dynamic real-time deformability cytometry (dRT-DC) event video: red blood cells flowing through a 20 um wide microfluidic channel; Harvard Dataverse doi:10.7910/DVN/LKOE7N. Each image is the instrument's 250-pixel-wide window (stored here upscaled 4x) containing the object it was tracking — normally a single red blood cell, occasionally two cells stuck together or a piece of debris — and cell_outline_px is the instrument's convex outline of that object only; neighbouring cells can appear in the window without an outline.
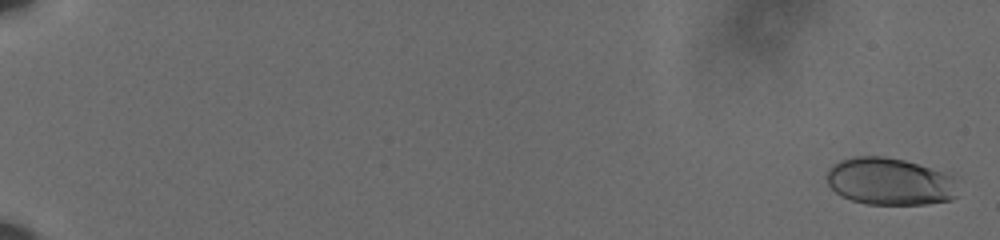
{"species": "human", "species_latin": "Homo sapiens", "temperature_condition": "cold", "stored_images_in_passage": 61, "camera_frame_rate_fps": 3000, "um_per_image_px": 0.085, "donor": {"sex": "male"}, "frame": {"image": 1, "passage_image": 2, "time_ms": 0.333, "image_size_px": [1000, 240], "cell_outline_px": [[956, 196], [952, 200], [924, 204], [864, 204], [840, 196], [828, 184], [824, 176], [828, 168], [832, 164], [840, 160], [852, 156], [884, 156], [904, 160], [952, 176]], "centroid_in_image_um": [75.52, 15.43], "position_along_channel_um": 9.5, "area_um2": 36.01}}
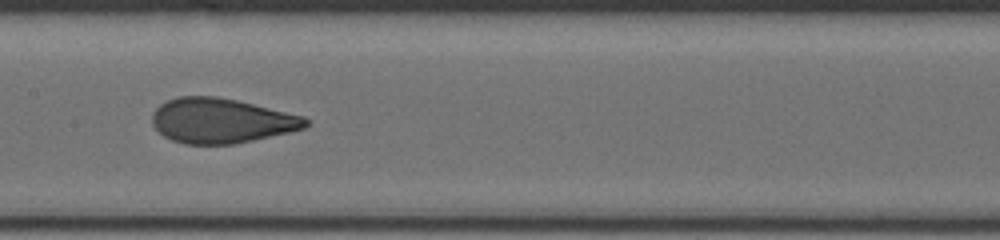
{"frame": {"image": 2, "passage_image": 35, "time_ms": 11.333, "image_size_px": [1000, 240], "cell_outline_px": [[308, 124], [304, 128], [288, 132], [236, 144], [184, 144], [172, 140], [164, 136], [152, 124], [152, 112], [160, 104], [176, 96], [216, 96], [236, 100], [304, 116], [308, 120]], "centroid_in_image_um": [18.77, 10.26], "position_along_channel_um": 188.6, "area_um2": 40.0}}
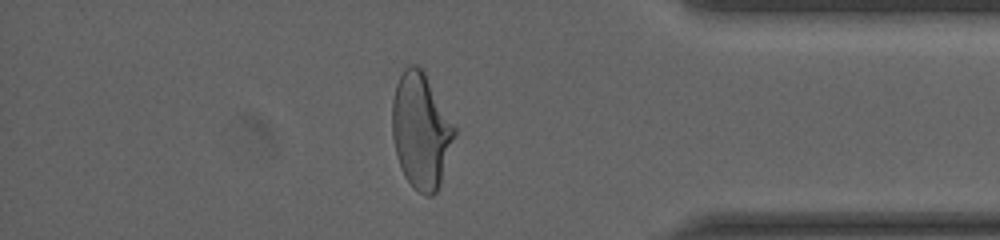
{"frame": {"image": 3, "passage_image": 54, "time_ms": 17.667, "image_size_px": [1000, 240], "cell_outline_px": [[456, 132], [440, 184], [436, 192], [432, 196], [424, 196], [404, 176], [396, 152], [392, 136], [392, 100], [396, 84], [404, 68], [408, 64], [416, 64], [424, 68], [456, 128]], "centroid_in_image_um": [35.78, 11.04], "position_along_channel_um": 399.4, "area_um2": 42.02}}